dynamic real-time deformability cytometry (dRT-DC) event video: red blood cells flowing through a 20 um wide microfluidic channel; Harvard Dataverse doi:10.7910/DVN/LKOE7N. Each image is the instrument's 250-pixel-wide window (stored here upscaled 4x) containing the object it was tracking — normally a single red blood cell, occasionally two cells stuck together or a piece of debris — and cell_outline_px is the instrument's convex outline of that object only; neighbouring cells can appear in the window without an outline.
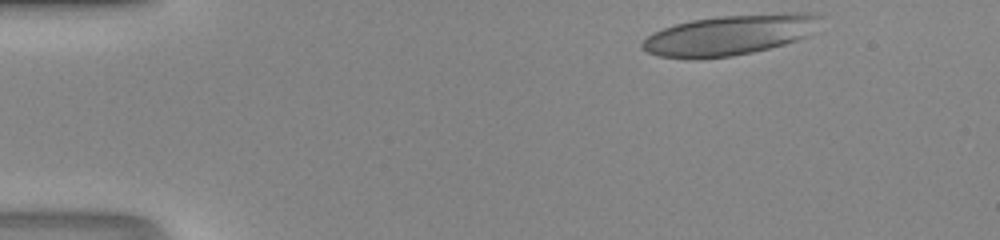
{"species": "human", "species_latin": "Homo sapiens", "temperature_condition": "room temperature", "stored_images_in_passage": 33, "camera_frame_rate_fps": 3000, "um_per_image_px": 0.085, "donor": {"sex": "male"}, "frame": {"image": 1, "passage_image": 1, "time_ms": 0.0, "image_size_px": [1000, 240], "cell_outline_px": [[824, 16], [808, 36], [784, 44], [752, 52], [732, 56], [692, 60], [688, 60], [660, 56], [648, 52], [640, 48], [640, 44], [652, 32], [676, 24], [692, 20], [716, 16], [780, 12], [820, 12]], "centroid_in_image_um": [62.05, 2.96], "position_along_channel_um": 22.9, "area_um2": 42.48}}
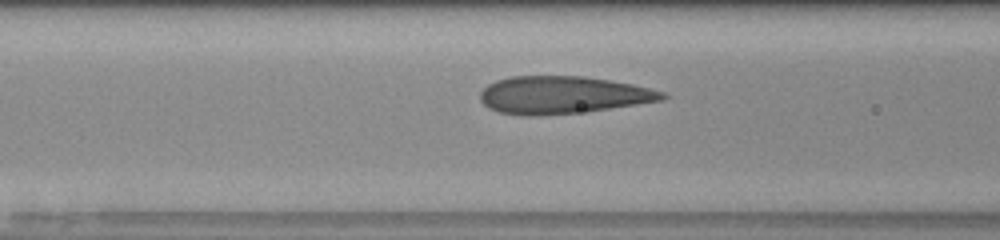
{"frame": {"image": 2, "passage_image": 14, "time_ms": 4.333, "image_size_px": [1000, 240], "cell_outline_px": [[668, 96], [664, 100], [584, 112], [540, 116], [520, 116], [500, 112], [488, 108], [480, 100], [480, 92], [488, 84], [496, 80], [508, 76], [584, 76], [632, 84], [664, 92]], "centroid_in_image_um": [47.79, 8.08], "position_along_channel_um": 118.8, "area_um2": 40.0}}
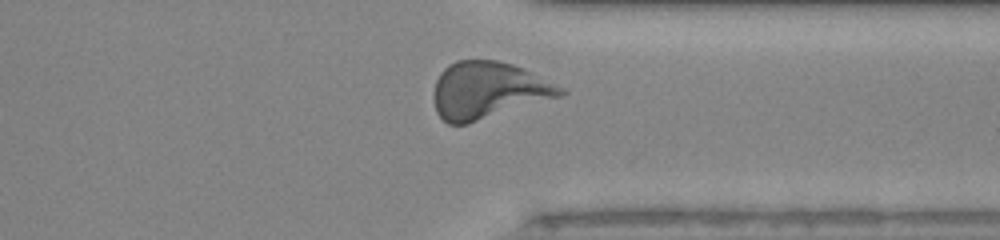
{"frame": {"image": 3, "passage_image": 31, "time_ms": 10.0, "image_size_px": [1000, 240], "cell_outline_px": [[568, 92], [560, 96], [468, 124], [448, 124], [436, 112], [436, 80], [440, 72], [448, 64], [456, 60], [496, 60], [512, 64], [524, 68], [564, 88]], "centroid_in_image_um": [41.51, 7.66], "position_along_channel_um": 369.9, "area_um2": 41.62}}